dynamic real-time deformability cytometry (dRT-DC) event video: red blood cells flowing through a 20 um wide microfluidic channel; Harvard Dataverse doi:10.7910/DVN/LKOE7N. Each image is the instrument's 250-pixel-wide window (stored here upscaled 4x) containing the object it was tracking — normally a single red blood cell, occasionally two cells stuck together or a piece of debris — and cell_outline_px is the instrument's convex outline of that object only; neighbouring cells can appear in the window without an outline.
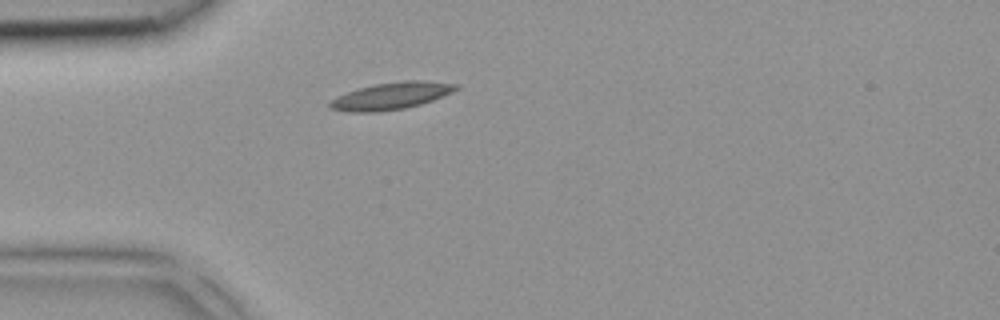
{"species": "common noctule bat (a hibernating species)", "species_latin": "Nyctalus noctula", "temperature_condition": "room temperature", "stored_images_in_passage": 1, "camera_frame_rate_fps": 3000, "um_per_image_px": 0.085, "animal": {"sex": "female", "body_mass_g": 18.4}, "frame": {"image": 1, "passage_image": 1, "time_ms": 0.0, "image_size_px": [1000, 320], "cell_outline_px": [[460, 88], [452, 92], [432, 100], [420, 104], [404, 108], [380, 112], [352, 112], [328, 108], [328, 104], [336, 96], [372, 84], [404, 80], [424, 80], [460, 84]], "centroid_in_image_um": [33.27, 8.14], "position_along_channel_um": 51.7, "area_um2": 19.94}}